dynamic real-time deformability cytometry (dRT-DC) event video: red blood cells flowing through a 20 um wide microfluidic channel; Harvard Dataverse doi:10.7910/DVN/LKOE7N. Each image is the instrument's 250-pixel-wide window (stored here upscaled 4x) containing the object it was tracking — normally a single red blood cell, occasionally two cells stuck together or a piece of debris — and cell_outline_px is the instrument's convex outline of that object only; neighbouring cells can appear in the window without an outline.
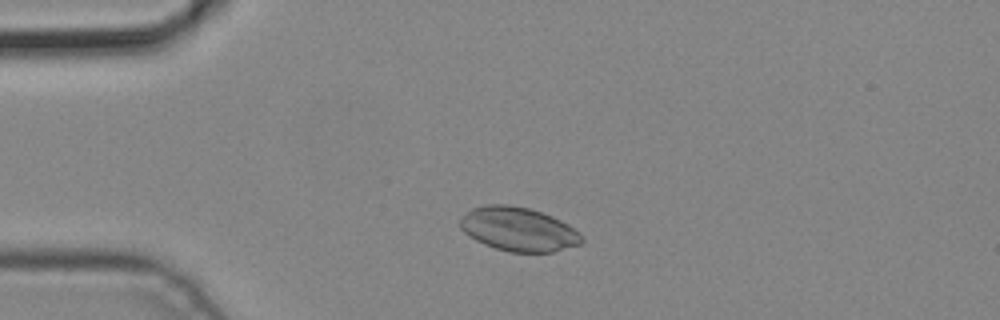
{"species": "common noctule bat (a hibernating species)", "species_latin": "Nyctalus noctula", "temperature_condition": "cold", "stored_images_in_passage": 3, "camera_frame_rate_fps": 3000, "um_per_image_px": 0.085, "animal": {"sex": "male", "body_mass_g": 19.2, "forearm_length_mm": 51.8}, "frame": {"image": 1, "passage_image": 2, "time_ms": 0.333, "image_size_px": [1000, 320], "cell_outline_px": [[584, 240], [580, 244], [552, 252], [508, 252], [484, 244], [476, 240], [464, 232], [460, 228], [460, 220], [472, 208], [484, 204], [508, 204], [528, 208], [552, 216], [568, 224], [580, 232], [584, 236]], "centroid_in_image_um": [44.09, 19.48], "position_along_channel_um": 40.9, "area_um2": 31.1}}